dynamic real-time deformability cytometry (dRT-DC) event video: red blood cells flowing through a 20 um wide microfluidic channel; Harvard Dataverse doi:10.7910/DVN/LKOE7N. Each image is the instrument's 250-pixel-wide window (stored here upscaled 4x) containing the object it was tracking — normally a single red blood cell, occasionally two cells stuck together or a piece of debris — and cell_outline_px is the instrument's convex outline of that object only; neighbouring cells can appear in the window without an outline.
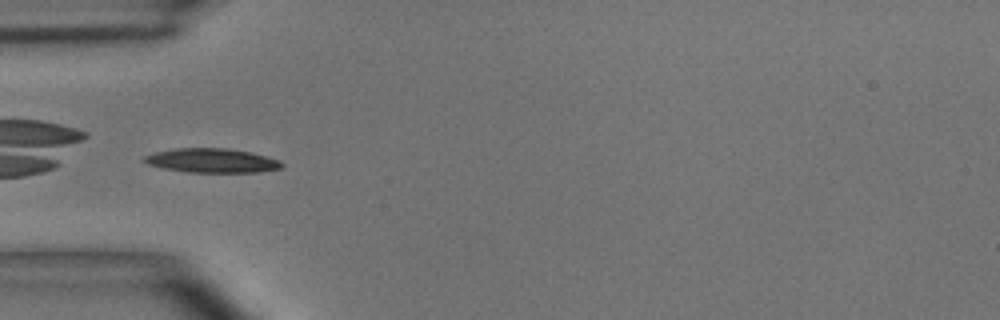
{"species": "common noctule bat (a hibernating species)", "species_latin": "Nyctalus noctula", "temperature_condition": "room temperature", "stored_images_in_passage": 35, "camera_frame_rate_fps": 3000, "um_per_image_px": 0.085, "animal": {"sex": "male", "body_mass_g": 15.6}, "frame": {"image": 1, "passage_image": 1, "time_ms": 0.0, "image_size_px": [1000, 320], "cell_outline_px": [[284, 168], [260, 172], [188, 172], [164, 168], [148, 164], [140, 160], [144, 156], [156, 152], [172, 148], [228, 148], [252, 152], [268, 156], [280, 160], [284, 164]], "centroid_in_image_um": [18.05, 13.64], "position_along_channel_um": 66.9, "area_um2": 19.65}}
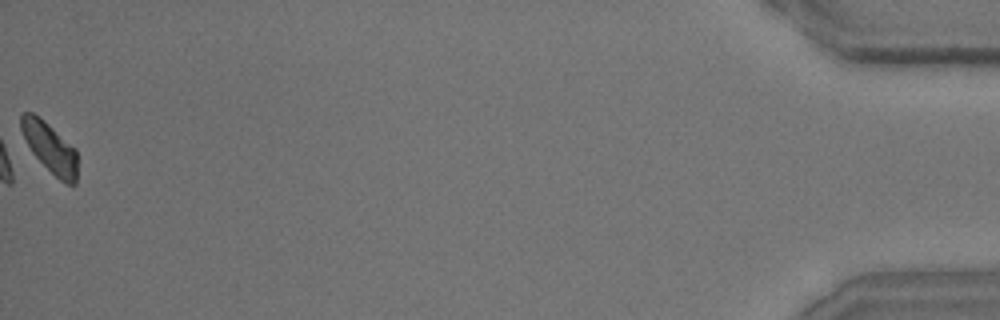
{"frame": {"image": 2, "passage_image": 35, "time_ms": 11.333, "image_size_px": [1000, 320], "cell_outline_px": [[76, 184], [68, 184], [60, 180], [32, 152], [20, 128], [20, 116], [24, 112], [32, 112], [44, 120], [76, 148]], "centroid_in_image_um": [4.24, 12.51], "position_along_channel_um": 431.0, "area_um2": 16.07}, "authors_computed_cell_mechanics": {"area_um2": 17.6868, "velocity_mm_per_s": 4.0629, "shape_relaxation_time_tau1_ms": 2.2848, "shape_relaxation_time_tau2_ms": null, "deformation_change_tau1": 0.0853, "deformation_change_tau2": null}}